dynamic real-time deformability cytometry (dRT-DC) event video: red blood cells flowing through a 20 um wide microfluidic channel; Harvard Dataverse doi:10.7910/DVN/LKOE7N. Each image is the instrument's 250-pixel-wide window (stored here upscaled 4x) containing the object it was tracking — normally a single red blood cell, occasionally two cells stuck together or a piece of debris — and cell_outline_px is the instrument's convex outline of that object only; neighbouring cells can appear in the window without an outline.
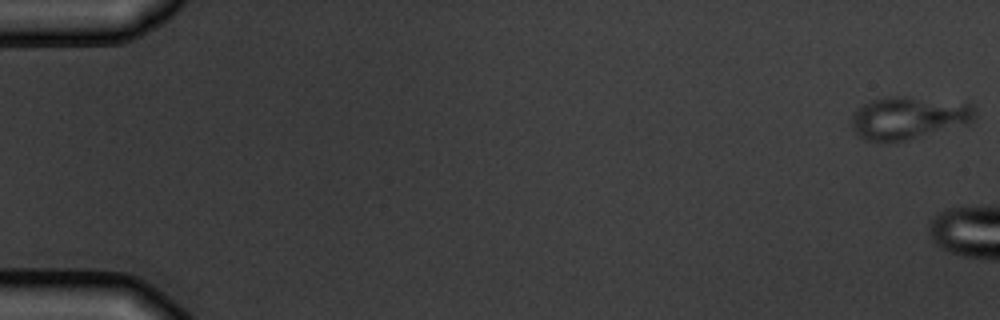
{"species": "common noctule bat (a hibernating species)", "species_latin": "Nyctalus noctula", "temperature_condition": "warm", "stored_images_in_passage": 3, "camera_frame_rate_fps": 3000, "um_per_image_px": 0.085, "animal": {"sex": "male", "body_mass_g": 19.5, "forearm_length_mm": 54.6}, "frame": {"image": 1, "passage_image": 1, "time_ms": 0.0, "image_size_px": [1000, 320], "cell_outline_px": [[976, 116], [968, 124], [908, 140], [884, 144], [864, 140], [852, 128], [852, 116], [856, 108], [872, 100], [884, 96], [904, 96], [972, 104], [976, 108]], "centroid_in_image_um": [77.2, 10.04], "position_along_channel_um": 7.8, "area_um2": 31.1}}